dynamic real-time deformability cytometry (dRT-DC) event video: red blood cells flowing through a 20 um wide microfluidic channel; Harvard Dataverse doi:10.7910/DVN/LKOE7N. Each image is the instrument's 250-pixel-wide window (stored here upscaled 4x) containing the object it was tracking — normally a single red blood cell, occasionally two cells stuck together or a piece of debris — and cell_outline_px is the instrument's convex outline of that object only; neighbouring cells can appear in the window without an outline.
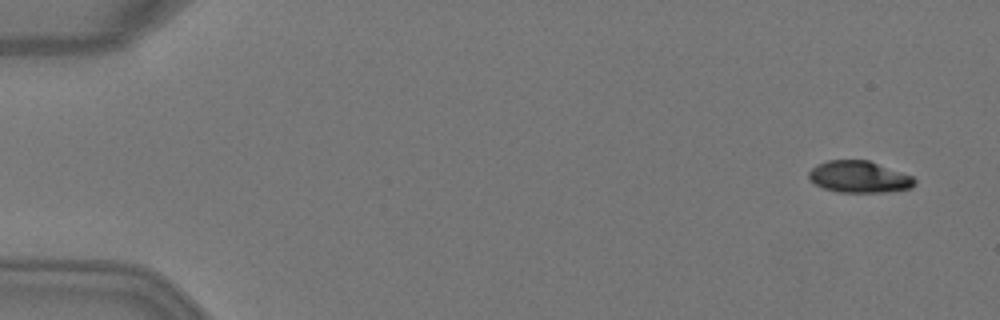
{"species": "Egyptian fruit bat (a non-hibernating species)", "species_latin": "Rousettus aegyptiacus", "temperature_condition": "warm", "stored_images_in_passage": 6, "camera_frame_rate_fps": 3000, "um_per_image_px": 0.085, "animal": {"sex": "female"}, "frame": {"image": 1, "passage_image": 1, "time_ms": 0.0, "image_size_px": [1000, 320], "cell_outline_px": [[916, 184], [912, 188], [884, 192], [840, 192], [824, 188], [816, 184], [808, 176], [808, 172], [816, 164], [828, 160], [868, 160], [912, 176], [916, 180]], "centroid_in_image_um": [73.03, 15.03], "position_along_channel_um": 12.0, "area_um2": 19.42}}
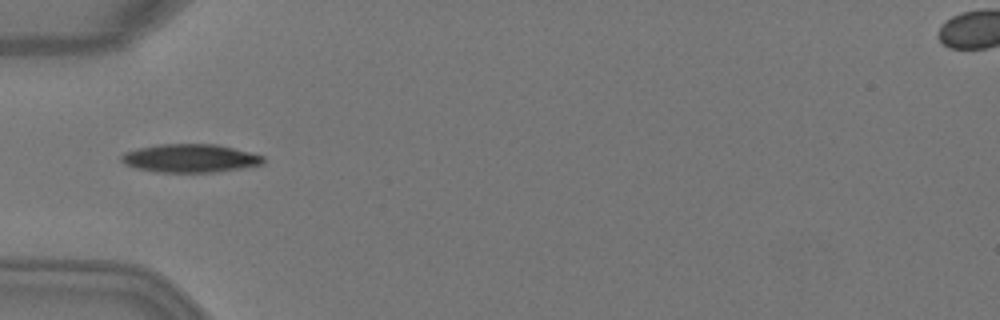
{"frame": {"image": 2, "passage_image": 5, "time_ms": 1.333, "image_size_px": [1000, 320], "cell_outline_px": [[264, 164], [244, 168], [216, 172], [156, 172], [136, 168], [124, 164], [120, 160], [120, 156], [124, 152], [136, 148], [156, 144], [216, 144], [264, 156]], "centroid_in_image_um": [16.12, 13.45], "position_along_channel_um": 68.9, "area_um2": 23.58}}
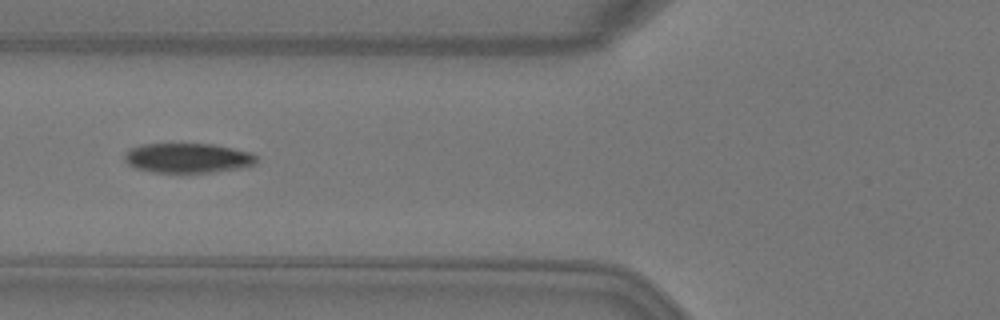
{"frame": {"image": 3, "passage_image": 6, "time_ms": 1.667, "image_size_px": [1000, 320], "cell_outline_px": [[256, 164], [240, 168], [208, 172], [152, 172], [136, 168], [128, 164], [124, 160], [124, 152], [132, 148], [144, 144], [212, 144], [232, 148], [248, 152], [256, 156]], "centroid_in_image_um": [15.93, 13.43], "position_along_channel_um": 109.9, "area_um2": 22.6}}